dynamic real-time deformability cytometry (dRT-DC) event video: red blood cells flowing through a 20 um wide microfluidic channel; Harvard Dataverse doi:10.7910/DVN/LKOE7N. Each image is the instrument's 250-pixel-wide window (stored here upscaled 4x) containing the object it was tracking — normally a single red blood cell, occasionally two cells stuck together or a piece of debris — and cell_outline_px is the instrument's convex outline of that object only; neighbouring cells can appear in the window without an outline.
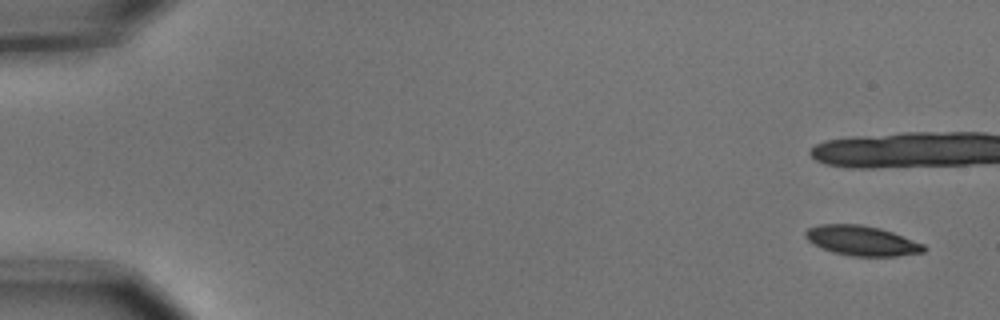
{"species": "common noctule bat (a hibernating species)", "species_latin": "Nyctalus noctula", "temperature_condition": "cold", "stored_images_in_passage": 11, "camera_frame_rate_fps": 3000, "um_per_image_px": 0.085, "animal": {"sex": "male", "body_mass_g": 15.6}, "frame": {"image": 1, "passage_image": 1, "time_ms": 0.0, "image_size_px": [1000, 320], "cell_outline_px": [[928, 248], [924, 252], [896, 256], [852, 256], [832, 252], [812, 244], [804, 236], [804, 232], [808, 228], [820, 224], [860, 224], [880, 228], [892, 232], [924, 244]], "centroid_in_image_um": [73.24, 20.46], "position_along_channel_um": 11.8, "area_um2": 20.69}}
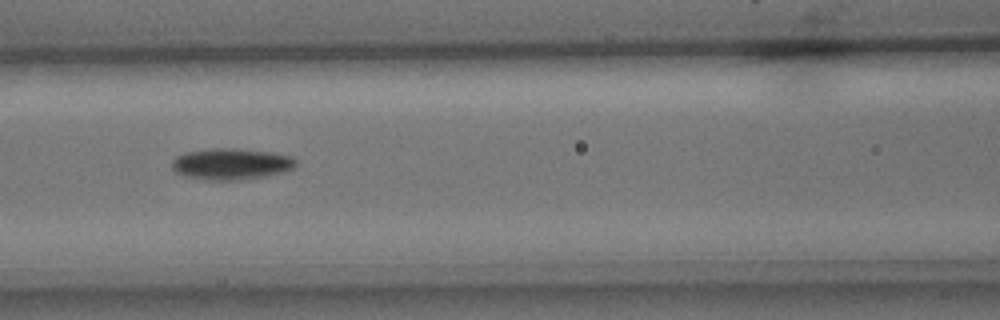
{"frame": {"image": 2, "passage_image": 8, "time_ms": 2.333, "image_size_px": [1000, 320], "cell_outline_px": [[296, 164], [292, 168], [280, 172], [264, 176], [240, 180], [204, 180], [188, 176], [176, 172], [172, 168], [172, 160], [176, 156], [184, 152], [216, 148], [232, 148], [272, 152], [292, 156], [296, 160]], "centroid_in_image_um": [19.63, 13.93], "position_along_channel_um": 147.0, "area_um2": 22.48}}
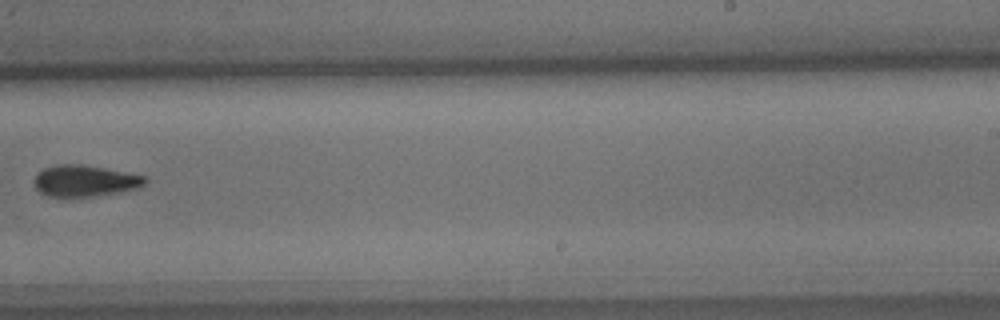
{"frame": {"image": 3, "passage_image": 11, "time_ms": 3.333, "image_size_px": [1000, 320], "cell_outline_px": [[148, 180], [144, 184], [136, 188], [124, 192], [100, 196], [48, 196], [40, 192], [36, 188], [32, 180], [36, 172], [44, 168], [56, 164], [80, 164], [144, 176]], "centroid_in_image_um": [7.16, 15.38], "position_along_channel_um": 281.8, "area_um2": 20.29}}